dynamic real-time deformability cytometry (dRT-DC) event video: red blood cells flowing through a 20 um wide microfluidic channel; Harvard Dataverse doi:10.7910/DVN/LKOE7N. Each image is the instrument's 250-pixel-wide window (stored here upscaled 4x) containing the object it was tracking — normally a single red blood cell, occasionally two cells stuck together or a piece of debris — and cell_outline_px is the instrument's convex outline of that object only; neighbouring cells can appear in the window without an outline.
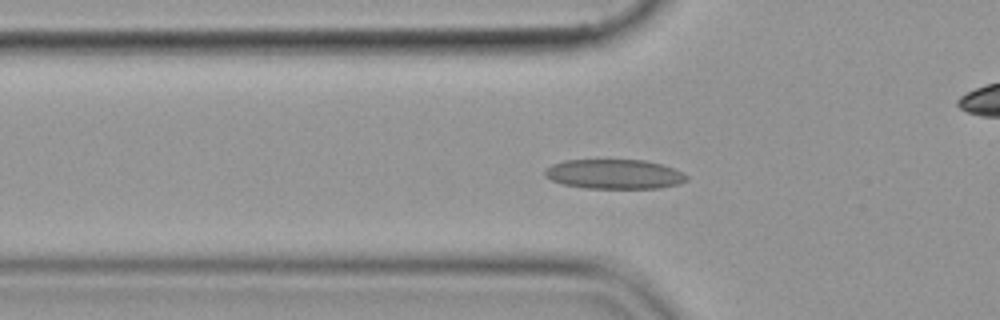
{"species": "common noctule bat (a hibernating species)", "species_latin": "Nyctalus noctula", "temperature_condition": "cold", "stored_images_in_passage": 55, "camera_frame_rate_fps": 3000, "um_per_image_px": 0.085, "animal": {"sex": "female", "body_mass_g": 19.9}, "frame": {"image": 1, "passage_image": 18, "time_ms": 5.667, "image_size_px": [1000, 320], "cell_outline_px": [[688, 180], [680, 184], [660, 188], [584, 188], [564, 184], [552, 180], [544, 176], [544, 172], [552, 164], [564, 160], [644, 160], [660, 164], [672, 168], [688, 176]], "centroid_in_image_um": [52.22, 14.8], "position_along_channel_um": 73.6, "area_um2": 24.33}}
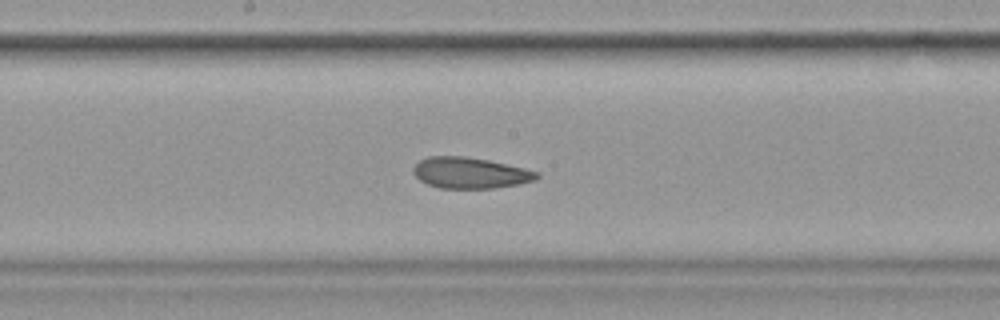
{"frame": {"image": 2, "passage_image": 29, "time_ms": 9.333, "image_size_px": [1000, 320], "cell_outline_px": [[540, 176], [536, 180], [520, 184], [492, 188], [440, 188], [428, 184], [420, 180], [412, 172], [412, 168], [420, 160], [428, 156], [464, 156], [488, 160], [524, 168], [540, 172]], "centroid_in_image_um": [39.97, 14.69], "position_along_channel_um": 208.2, "area_um2": 22.37}}
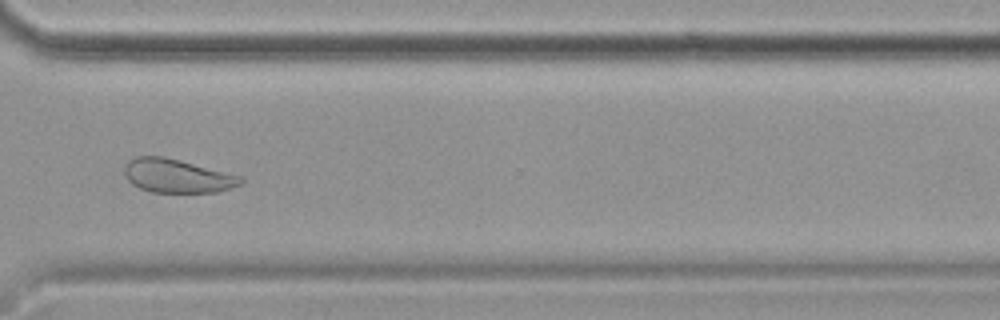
{"frame": {"image": 3, "passage_image": 41, "time_ms": 13.333, "image_size_px": [1000, 320], "cell_outline_px": [[244, 180], [240, 184], [220, 192], [152, 192], [140, 188], [132, 184], [128, 180], [124, 172], [124, 164], [128, 160], [136, 156], [164, 156], [244, 176]], "centroid_in_image_um": [15.07, 14.94], "position_along_channel_um": 355.5, "area_um2": 23.0}}